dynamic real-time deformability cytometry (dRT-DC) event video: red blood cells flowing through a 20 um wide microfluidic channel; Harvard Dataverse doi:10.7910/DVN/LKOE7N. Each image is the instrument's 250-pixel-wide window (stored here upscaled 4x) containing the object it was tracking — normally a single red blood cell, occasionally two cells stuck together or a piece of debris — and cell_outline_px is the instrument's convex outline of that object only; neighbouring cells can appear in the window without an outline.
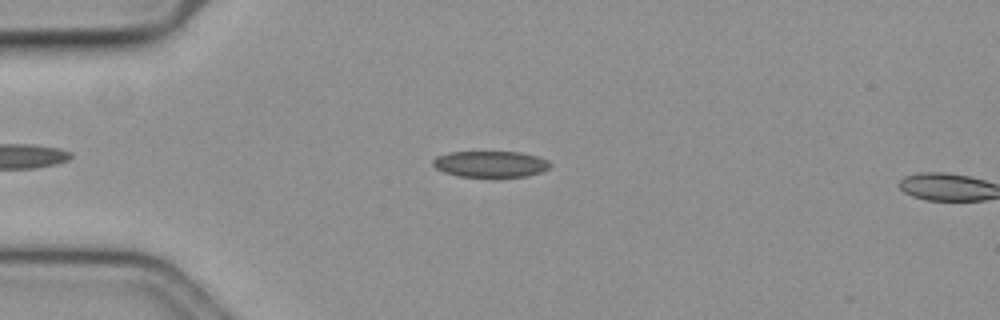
{"species": "common noctule bat (a hibernating species)", "species_latin": "Nyctalus noctula", "temperature_condition": "cold", "stored_images_in_passage": 7, "camera_frame_rate_fps": 3000, "um_per_image_px": 0.085, "animal": {"sex": "female", "body_mass_g": 19.3, "forearm_length_mm": 54.1}, "frame": {"image": 1, "passage_image": 5, "time_ms": 1.333, "image_size_px": [1000, 320], "cell_outline_px": [[552, 164], [548, 168], [540, 172], [524, 176], [460, 176], [444, 172], [436, 168], [432, 164], [432, 160], [436, 156], [448, 152], [520, 152], [536, 156], [548, 160]], "centroid_in_image_um": [41.66, 13.93], "position_along_channel_um": 43.3, "area_um2": 17.69}}